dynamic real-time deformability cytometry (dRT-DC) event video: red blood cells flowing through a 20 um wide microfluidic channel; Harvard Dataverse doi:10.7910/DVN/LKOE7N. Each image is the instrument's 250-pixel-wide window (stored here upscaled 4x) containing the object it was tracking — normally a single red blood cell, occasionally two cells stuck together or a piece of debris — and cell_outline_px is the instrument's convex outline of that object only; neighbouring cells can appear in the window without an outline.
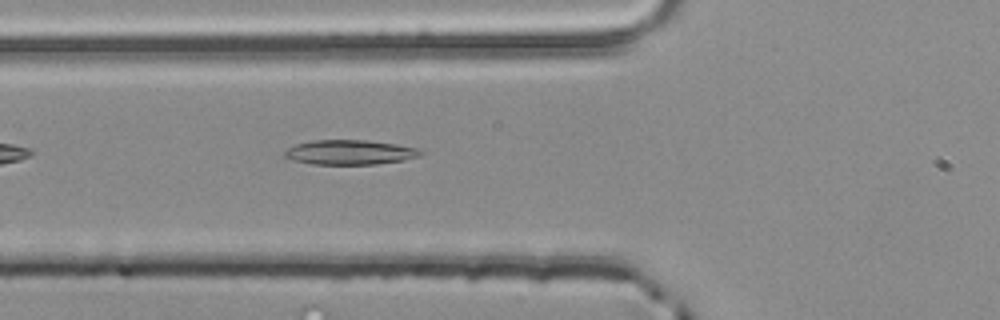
{"species": "common noctule bat (a hibernating species)", "species_latin": "Nyctalus noctula", "temperature_condition": "room temperature", "stored_images_in_passage": 5, "segment_of_instrument_passage": [2, 2], "camera_frame_rate_fps": 3000, "um_per_image_px": 0.085, "animal": {"sex": "male", "body_mass_g": 20.4}, "frame": {"image": 1, "passage_image": 5, "time_ms": 1.333, "image_size_px": [1000, 320], "cell_outline_px": [[424, 152], [420, 156], [404, 160], [376, 164], [312, 164], [292, 160], [284, 156], [284, 152], [288, 148], [296, 144], [312, 140], [368, 140], [396, 144], [416, 148]], "centroid_in_image_um": [29.73, 12.94], "position_along_channel_um": 96.1, "area_um2": 19.54}}